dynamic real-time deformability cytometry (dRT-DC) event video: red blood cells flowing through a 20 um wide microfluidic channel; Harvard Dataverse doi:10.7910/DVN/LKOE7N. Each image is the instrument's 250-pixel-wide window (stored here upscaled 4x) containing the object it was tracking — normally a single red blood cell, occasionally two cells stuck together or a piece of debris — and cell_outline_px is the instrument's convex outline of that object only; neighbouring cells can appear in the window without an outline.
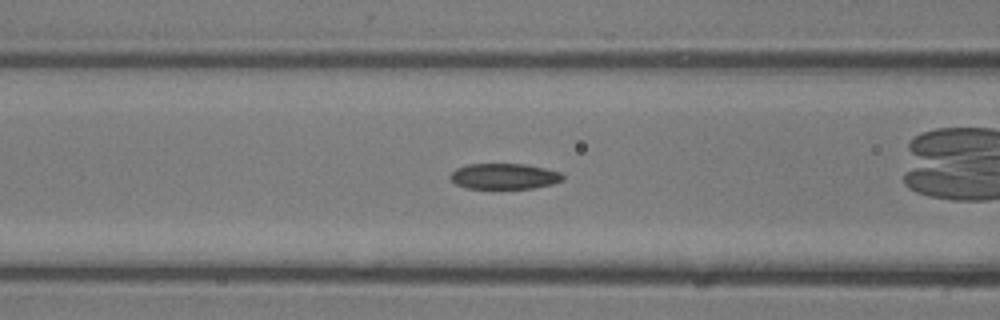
{"species": "common noctule bat (a hibernating species)", "species_latin": "Nyctalus noctula", "temperature_condition": "room temperature", "stored_images_in_passage": 31, "camera_frame_rate_fps": 3000, "um_per_image_px": 0.085, "animal": {"sex": "male", "body_mass_g": 13.3}, "frame": {"image": 1, "passage_image": 10, "time_ms": 3.0, "image_size_px": [1000, 320], "cell_outline_px": [[564, 180], [552, 184], [532, 188], [468, 188], [456, 184], [448, 176], [456, 168], [468, 164], [524, 164], [544, 168], [560, 172], [564, 176]], "centroid_in_image_um": [42.86, 14.98], "position_along_channel_um": 123.7, "area_um2": 16.76}}
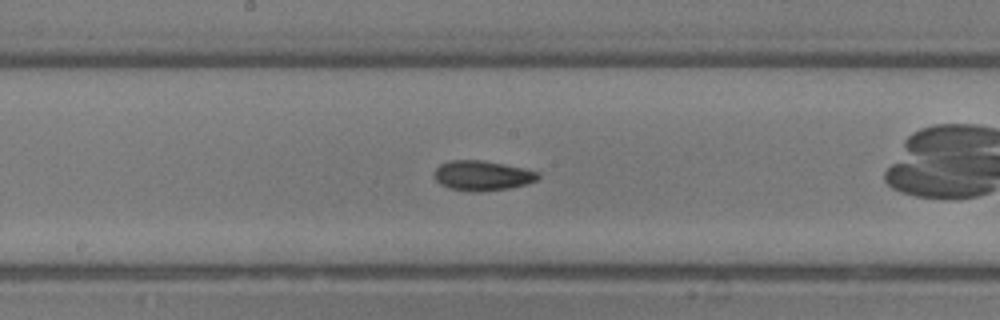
{"frame": {"image": 2, "passage_image": 14, "time_ms": 4.333, "image_size_px": [1000, 320], "cell_outline_px": [[540, 176], [536, 180], [512, 188], [480, 192], [468, 192], [448, 188], [440, 184], [436, 180], [436, 168], [440, 164], [452, 160], [480, 160], [504, 164], [524, 168], [540, 172]], "centroid_in_image_um": [41.01, 14.94], "position_along_channel_um": 207.2, "area_um2": 18.15}}
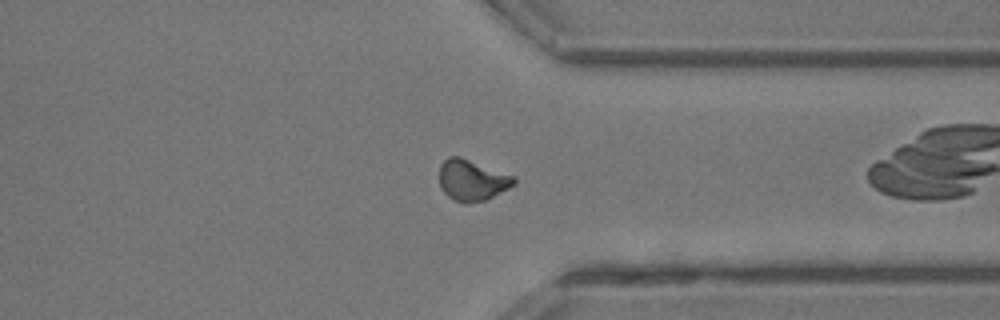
{"frame": {"image": 3, "passage_image": 22, "time_ms": 7.0, "image_size_px": [1000, 320], "cell_outline_px": [[516, 184], [484, 200], [468, 204], [464, 204], [448, 196], [440, 188], [440, 164], [448, 156], [460, 156], [516, 176]], "centroid_in_image_um": [40.13, 15.3], "position_along_channel_um": 371.3, "area_um2": 17.92}}